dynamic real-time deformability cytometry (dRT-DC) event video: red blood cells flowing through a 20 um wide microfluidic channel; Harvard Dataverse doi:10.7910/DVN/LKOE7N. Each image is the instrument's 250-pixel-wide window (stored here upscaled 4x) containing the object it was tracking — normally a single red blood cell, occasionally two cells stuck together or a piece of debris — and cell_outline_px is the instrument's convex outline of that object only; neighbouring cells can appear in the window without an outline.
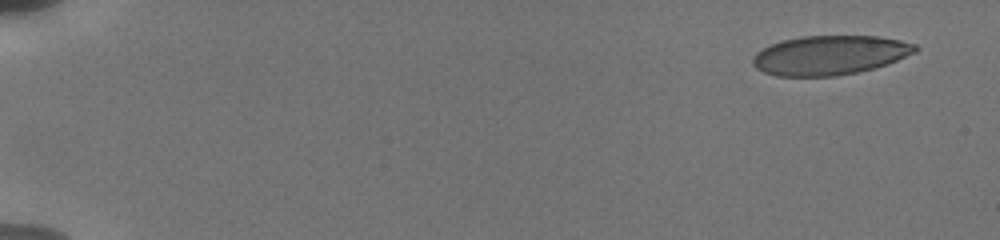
{"species": "human", "species_latin": "Homo sapiens", "temperature_condition": "cold", "stored_images_in_passage": 16, "camera_frame_rate_fps": 3000, "um_per_image_px": 0.085, "donor": {"sex": "male"}, "frame": {"image": 1, "passage_image": 1, "time_ms": 0.0, "image_size_px": [1000, 240], "cell_outline_px": [[920, 48], [916, 52], [888, 64], [856, 72], [836, 76], [776, 76], [764, 72], [756, 68], [752, 64], [752, 56], [756, 52], [772, 44], [784, 40], [800, 36], [880, 36], [900, 40], [916, 44]], "centroid_in_image_um": [70.54, 4.69], "position_along_channel_um": 14.5, "area_um2": 37.28}}
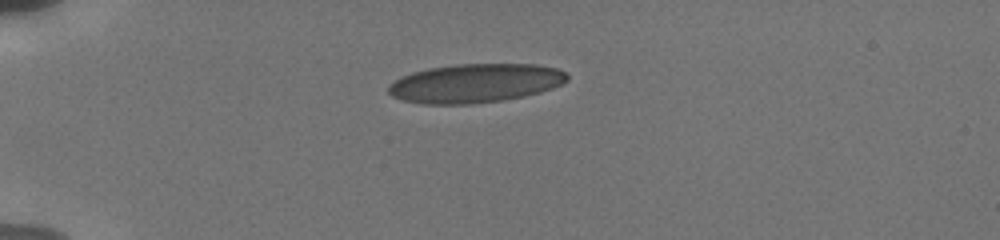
{"frame": {"image": 2, "passage_image": 10, "time_ms": 4.0, "image_size_px": [1000, 240], "cell_outline_px": [[568, 80], [552, 88], [540, 92], [524, 96], [504, 100], [472, 104], [424, 104], [400, 100], [392, 96], [388, 92], [388, 84], [412, 72], [428, 68], [456, 64], [536, 64], [556, 68], [568, 72]], "centroid_in_image_um": [40.4, 7.07], "position_along_channel_um": 44.6, "area_um2": 40.69}}
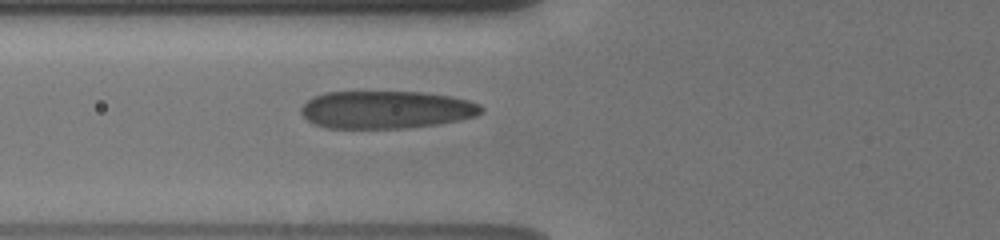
{"frame": {"image": 3, "passage_image": 16, "time_ms": 6.333, "image_size_px": [1000, 240], "cell_outline_px": [[484, 112], [476, 116], [460, 120], [436, 124], [408, 128], [324, 128], [312, 124], [300, 112], [300, 108], [312, 96], [324, 92], [424, 92], [452, 96], [468, 100], [480, 104], [484, 108]], "centroid_in_image_um": [32.83, 9.32], "position_along_channel_um": 93.0, "area_um2": 40.0}}